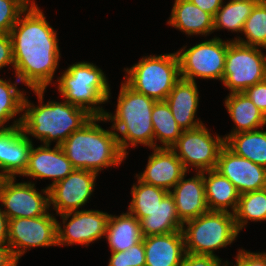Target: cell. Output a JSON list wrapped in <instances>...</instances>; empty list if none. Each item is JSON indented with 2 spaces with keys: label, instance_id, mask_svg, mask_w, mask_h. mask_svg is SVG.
<instances>
[{
  "label": "cell",
  "instance_id": "cell-1",
  "mask_svg": "<svg viewBox=\"0 0 266 266\" xmlns=\"http://www.w3.org/2000/svg\"><path fill=\"white\" fill-rule=\"evenodd\" d=\"M14 75L31 90L47 89L61 58L57 30L35 0L20 15L10 31Z\"/></svg>",
  "mask_w": 266,
  "mask_h": 266
},
{
  "label": "cell",
  "instance_id": "cell-2",
  "mask_svg": "<svg viewBox=\"0 0 266 266\" xmlns=\"http://www.w3.org/2000/svg\"><path fill=\"white\" fill-rule=\"evenodd\" d=\"M38 98V105L25 96L21 128L25 136L40 140L44 145L61 146L74 131L79 130L93 116L84 108L63 102L49 100L44 103L46 89L31 90ZM44 103V104H43Z\"/></svg>",
  "mask_w": 266,
  "mask_h": 266
},
{
  "label": "cell",
  "instance_id": "cell-3",
  "mask_svg": "<svg viewBox=\"0 0 266 266\" xmlns=\"http://www.w3.org/2000/svg\"><path fill=\"white\" fill-rule=\"evenodd\" d=\"M102 121L107 122L104 116H93L62 143L61 147L74 169L98 174L104 168L120 166L127 159L120 150L112 127H109L111 130L103 129L98 124Z\"/></svg>",
  "mask_w": 266,
  "mask_h": 266
},
{
  "label": "cell",
  "instance_id": "cell-4",
  "mask_svg": "<svg viewBox=\"0 0 266 266\" xmlns=\"http://www.w3.org/2000/svg\"><path fill=\"white\" fill-rule=\"evenodd\" d=\"M120 86L115 113L106 111L104 117L112 122L120 150L127 157L129 146L154 148L151 115L157 101L135 91L124 80Z\"/></svg>",
  "mask_w": 266,
  "mask_h": 266
},
{
  "label": "cell",
  "instance_id": "cell-5",
  "mask_svg": "<svg viewBox=\"0 0 266 266\" xmlns=\"http://www.w3.org/2000/svg\"><path fill=\"white\" fill-rule=\"evenodd\" d=\"M55 80L62 99L84 108L92 116L103 117L101 104L110 102L111 89L108 78L96 64L81 61L69 65ZM98 105V106H97Z\"/></svg>",
  "mask_w": 266,
  "mask_h": 266
},
{
  "label": "cell",
  "instance_id": "cell-6",
  "mask_svg": "<svg viewBox=\"0 0 266 266\" xmlns=\"http://www.w3.org/2000/svg\"><path fill=\"white\" fill-rule=\"evenodd\" d=\"M124 72L123 79L132 89L155 101H165L181 79L177 52L143 56Z\"/></svg>",
  "mask_w": 266,
  "mask_h": 266
},
{
  "label": "cell",
  "instance_id": "cell-7",
  "mask_svg": "<svg viewBox=\"0 0 266 266\" xmlns=\"http://www.w3.org/2000/svg\"><path fill=\"white\" fill-rule=\"evenodd\" d=\"M182 233L186 253L219 257L215 251L234 243L239 231L233 213L208 210L184 222Z\"/></svg>",
  "mask_w": 266,
  "mask_h": 266
},
{
  "label": "cell",
  "instance_id": "cell-8",
  "mask_svg": "<svg viewBox=\"0 0 266 266\" xmlns=\"http://www.w3.org/2000/svg\"><path fill=\"white\" fill-rule=\"evenodd\" d=\"M261 49L228 40L222 83L230 94L266 80V54Z\"/></svg>",
  "mask_w": 266,
  "mask_h": 266
},
{
  "label": "cell",
  "instance_id": "cell-9",
  "mask_svg": "<svg viewBox=\"0 0 266 266\" xmlns=\"http://www.w3.org/2000/svg\"><path fill=\"white\" fill-rule=\"evenodd\" d=\"M183 46L177 50L182 79L196 82V78L223 81L227 41L220 37L196 43L190 48Z\"/></svg>",
  "mask_w": 266,
  "mask_h": 266
},
{
  "label": "cell",
  "instance_id": "cell-10",
  "mask_svg": "<svg viewBox=\"0 0 266 266\" xmlns=\"http://www.w3.org/2000/svg\"><path fill=\"white\" fill-rule=\"evenodd\" d=\"M225 146L224 136H212L208 127L201 126L183 131L177 142L171 147L181 160L185 170L195 172L216 169L221 149Z\"/></svg>",
  "mask_w": 266,
  "mask_h": 266
},
{
  "label": "cell",
  "instance_id": "cell-11",
  "mask_svg": "<svg viewBox=\"0 0 266 266\" xmlns=\"http://www.w3.org/2000/svg\"><path fill=\"white\" fill-rule=\"evenodd\" d=\"M16 180L0 178V207L8 219L33 218L47 214L50 210L49 189L45 187L38 191L34 182L16 183Z\"/></svg>",
  "mask_w": 266,
  "mask_h": 266
},
{
  "label": "cell",
  "instance_id": "cell-12",
  "mask_svg": "<svg viewBox=\"0 0 266 266\" xmlns=\"http://www.w3.org/2000/svg\"><path fill=\"white\" fill-rule=\"evenodd\" d=\"M47 213L33 218L9 219L8 245L19 262L20 258L35 247L57 246V219Z\"/></svg>",
  "mask_w": 266,
  "mask_h": 266
},
{
  "label": "cell",
  "instance_id": "cell-13",
  "mask_svg": "<svg viewBox=\"0 0 266 266\" xmlns=\"http://www.w3.org/2000/svg\"><path fill=\"white\" fill-rule=\"evenodd\" d=\"M59 216L63 223H57V246L79 244L88 247L89 244L105 237L110 214L83 208Z\"/></svg>",
  "mask_w": 266,
  "mask_h": 266
},
{
  "label": "cell",
  "instance_id": "cell-14",
  "mask_svg": "<svg viewBox=\"0 0 266 266\" xmlns=\"http://www.w3.org/2000/svg\"><path fill=\"white\" fill-rule=\"evenodd\" d=\"M98 174L90 170L74 169L61 181L49 188L50 206L56 215L77 211L93 195Z\"/></svg>",
  "mask_w": 266,
  "mask_h": 266
},
{
  "label": "cell",
  "instance_id": "cell-15",
  "mask_svg": "<svg viewBox=\"0 0 266 266\" xmlns=\"http://www.w3.org/2000/svg\"><path fill=\"white\" fill-rule=\"evenodd\" d=\"M215 170L229 179L239 194L266 188V167L237 156L226 146L219 153Z\"/></svg>",
  "mask_w": 266,
  "mask_h": 266
},
{
  "label": "cell",
  "instance_id": "cell-16",
  "mask_svg": "<svg viewBox=\"0 0 266 266\" xmlns=\"http://www.w3.org/2000/svg\"><path fill=\"white\" fill-rule=\"evenodd\" d=\"M32 141L25 136L21 125L0 128V178H16L24 173Z\"/></svg>",
  "mask_w": 266,
  "mask_h": 266
},
{
  "label": "cell",
  "instance_id": "cell-17",
  "mask_svg": "<svg viewBox=\"0 0 266 266\" xmlns=\"http://www.w3.org/2000/svg\"><path fill=\"white\" fill-rule=\"evenodd\" d=\"M74 170L61 146L51 148V145L32 146L28 165L21 176L34 179H52L49 189L55 183L64 179Z\"/></svg>",
  "mask_w": 266,
  "mask_h": 266
},
{
  "label": "cell",
  "instance_id": "cell-18",
  "mask_svg": "<svg viewBox=\"0 0 266 266\" xmlns=\"http://www.w3.org/2000/svg\"><path fill=\"white\" fill-rule=\"evenodd\" d=\"M152 150L145 170L135 175L147 184L170 192L188 172L171 148H152Z\"/></svg>",
  "mask_w": 266,
  "mask_h": 266
},
{
  "label": "cell",
  "instance_id": "cell-19",
  "mask_svg": "<svg viewBox=\"0 0 266 266\" xmlns=\"http://www.w3.org/2000/svg\"><path fill=\"white\" fill-rule=\"evenodd\" d=\"M199 90L197 83L180 79L170 91L165 102L168 104L178 126L183 130L197 128L204 124L196 118L199 107Z\"/></svg>",
  "mask_w": 266,
  "mask_h": 266
},
{
  "label": "cell",
  "instance_id": "cell-20",
  "mask_svg": "<svg viewBox=\"0 0 266 266\" xmlns=\"http://www.w3.org/2000/svg\"><path fill=\"white\" fill-rule=\"evenodd\" d=\"M186 176L187 173L170 191L177 214L183 223L197 218L209 210L205 197L203 172H196L188 179H185Z\"/></svg>",
  "mask_w": 266,
  "mask_h": 266
},
{
  "label": "cell",
  "instance_id": "cell-21",
  "mask_svg": "<svg viewBox=\"0 0 266 266\" xmlns=\"http://www.w3.org/2000/svg\"><path fill=\"white\" fill-rule=\"evenodd\" d=\"M145 266H181L185 251L182 231L143 238Z\"/></svg>",
  "mask_w": 266,
  "mask_h": 266
},
{
  "label": "cell",
  "instance_id": "cell-22",
  "mask_svg": "<svg viewBox=\"0 0 266 266\" xmlns=\"http://www.w3.org/2000/svg\"><path fill=\"white\" fill-rule=\"evenodd\" d=\"M213 19V15L202 11L189 0H174L167 24L188 36L207 37L213 33Z\"/></svg>",
  "mask_w": 266,
  "mask_h": 266
},
{
  "label": "cell",
  "instance_id": "cell-23",
  "mask_svg": "<svg viewBox=\"0 0 266 266\" xmlns=\"http://www.w3.org/2000/svg\"><path fill=\"white\" fill-rule=\"evenodd\" d=\"M225 108L234 123L228 135L239 132L254 131L266 125L265 114L244 93H228L224 100Z\"/></svg>",
  "mask_w": 266,
  "mask_h": 266
},
{
  "label": "cell",
  "instance_id": "cell-24",
  "mask_svg": "<svg viewBox=\"0 0 266 266\" xmlns=\"http://www.w3.org/2000/svg\"><path fill=\"white\" fill-rule=\"evenodd\" d=\"M203 179L209 211L234 213L239 202L240 194L232 182L215 169L204 171Z\"/></svg>",
  "mask_w": 266,
  "mask_h": 266
},
{
  "label": "cell",
  "instance_id": "cell-25",
  "mask_svg": "<svg viewBox=\"0 0 266 266\" xmlns=\"http://www.w3.org/2000/svg\"><path fill=\"white\" fill-rule=\"evenodd\" d=\"M111 252L125 251L143 240L140 221L128 211L121 215L110 214L105 233Z\"/></svg>",
  "mask_w": 266,
  "mask_h": 266
},
{
  "label": "cell",
  "instance_id": "cell-26",
  "mask_svg": "<svg viewBox=\"0 0 266 266\" xmlns=\"http://www.w3.org/2000/svg\"><path fill=\"white\" fill-rule=\"evenodd\" d=\"M143 237L164 235L182 231L183 222L180 220L173 196L168 192L160 204L147 216L140 220Z\"/></svg>",
  "mask_w": 266,
  "mask_h": 266
},
{
  "label": "cell",
  "instance_id": "cell-27",
  "mask_svg": "<svg viewBox=\"0 0 266 266\" xmlns=\"http://www.w3.org/2000/svg\"><path fill=\"white\" fill-rule=\"evenodd\" d=\"M262 129L228 135L225 146L237 156L266 167V131Z\"/></svg>",
  "mask_w": 266,
  "mask_h": 266
},
{
  "label": "cell",
  "instance_id": "cell-28",
  "mask_svg": "<svg viewBox=\"0 0 266 266\" xmlns=\"http://www.w3.org/2000/svg\"><path fill=\"white\" fill-rule=\"evenodd\" d=\"M151 118L154 131V148H171L183 130L175 121L168 104L165 101H157L153 106ZM158 140L162 144L161 146L157 144Z\"/></svg>",
  "mask_w": 266,
  "mask_h": 266
},
{
  "label": "cell",
  "instance_id": "cell-29",
  "mask_svg": "<svg viewBox=\"0 0 266 266\" xmlns=\"http://www.w3.org/2000/svg\"><path fill=\"white\" fill-rule=\"evenodd\" d=\"M21 81L16 77L15 82L11 80H5L0 77V127H14L21 125L23 116V103L25 100L26 92L18 89L17 84ZM25 93V94H24ZM20 117L15 119L17 114ZM15 119L10 125L8 122ZM9 125H5V124Z\"/></svg>",
  "mask_w": 266,
  "mask_h": 266
},
{
  "label": "cell",
  "instance_id": "cell-30",
  "mask_svg": "<svg viewBox=\"0 0 266 266\" xmlns=\"http://www.w3.org/2000/svg\"><path fill=\"white\" fill-rule=\"evenodd\" d=\"M233 214L239 233L248 225V221H266V188L240 194Z\"/></svg>",
  "mask_w": 266,
  "mask_h": 266
},
{
  "label": "cell",
  "instance_id": "cell-31",
  "mask_svg": "<svg viewBox=\"0 0 266 266\" xmlns=\"http://www.w3.org/2000/svg\"><path fill=\"white\" fill-rule=\"evenodd\" d=\"M137 182L131 188L132 199L128 206V212L134 215L139 221L152 212L161 200L168 193L167 190L147 184L137 176Z\"/></svg>",
  "mask_w": 266,
  "mask_h": 266
},
{
  "label": "cell",
  "instance_id": "cell-32",
  "mask_svg": "<svg viewBox=\"0 0 266 266\" xmlns=\"http://www.w3.org/2000/svg\"><path fill=\"white\" fill-rule=\"evenodd\" d=\"M259 1L223 2L214 15L213 32L227 29L232 33H241L247 17ZM226 3V4H225Z\"/></svg>",
  "mask_w": 266,
  "mask_h": 266
},
{
  "label": "cell",
  "instance_id": "cell-33",
  "mask_svg": "<svg viewBox=\"0 0 266 266\" xmlns=\"http://www.w3.org/2000/svg\"><path fill=\"white\" fill-rule=\"evenodd\" d=\"M242 33L246 39L236 36L233 41L266 49V5L262 0L254 6L247 17Z\"/></svg>",
  "mask_w": 266,
  "mask_h": 266
},
{
  "label": "cell",
  "instance_id": "cell-34",
  "mask_svg": "<svg viewBox=\"0 0 266 266\" xmlns=\"http://www.w3.org/2000/svg\"><path fill=\"white\" fill-rule=\"evenodd\" d=\"M34 0H0V35L9 34Z\"/></svg>",
  "mask_w": 266,
  "mask_h": 266
},
{
  "label": "cell",
  "instance_id": "cell-35",
  "mask_svg": "<svg viewBox=\"0 0 266 266\" xmlns=\"http://www.w3.org/2000/svg\"><path fill=\"white\" fill-rule=\"evenodd\" d=\"M144 241L129 247L125 251L111 252L108 266H145Z\"/></svg>",
  "mask_w": 266,
  "mask_h": 266
},
{
  "label": "cell",
  "instance_id": "cell-36",
  "mask_svg": "<svg viewBox=\"0 0 266 266\" xmlns=\"http://www.w3.org/2000/svg\"><path fill=\"white\" fill-rule=\"evenodd\" d=\"M231 266H266V252H251L238 249V253L235 256V264L231 262ZM228 260L226 266L230 265Z\"/></svg>",
  "mask_w": 266,
  "mask_h": 266
},
{
  "label": "cell",
  "instance_id": "cell-37",
  "mask_svg": "<svg viewBox=\"0 0 266 266\" xmlns=\"http://www.w3.org/2000/svg\"><path fill=\"white\" fill-rule=\"evenodd\" d=\"M181 266H226L220 257L185 253Z\"/></svg>",
  "mask_w": 266,
  "mask_h": 266
},
{
  "label": "cell",
  "instance_id": "cell-38",
  "mask_svg": "<svg viewBox=\"0 0 266 266\" xmlns=\"http://www.w3.org/2000/svg\"><path fill=\"white\" fill-rule=\"evenodd\" d=\"M244 93L266 116V80L247 88Z\"/></svg>",
  "mask_w": 266,
  "mask_h": 266
},
{
  "label": "cell",
  "instance_id": "cell-39",
  "mask_svg": "<svg viewBox=\"0 0 266 266\" xmlns=\"http://www.w3.org/2000/svg\"><path fill=\"white\" fill-rule=\"evenodd\" d=\"M14 69L12 40L10 34L0 35V70L9 66Z\"/></svg>",
  "mask_w": 266,
  "mask_h": 266
},
{
  "label": "cell",
  "instance_id": "cell-40",
  "mask_svg": "<svg viewBox=\"0 0 266 266\" xmlns=\"http://www.w3.org/2000/svg\"><path fill=\"white\" fill-rule=\"evenodd\" d=\"M202 11L215 15L223 4V0H189Z\"/></svg>",
  "mask_w": 266,
  "mask_h": 266
},
{
  "label": "cell",
  "instance_id": "cell-41",
  "mask_svg": "<svg viewBox=\"0 0 266 266\" xmlns=\"http://www.w3.org/2000/svg\"><path fill=\"white\" fill-rule=\"evenodd\" d=\"M0 266H18L9 245H0Z\"/></svg>",
  "mask_w": 266,
  "mask_h": 266
},
{
  "label": "cell",
  "instance_id": "cell-42",
  "mask_svg": "<svg viewBox=\"0 0 266 266\" xmlns=\"http://www.w3.org/2000/svg\"><path fill=\"white\" fill-rule=\"evenodd\" d=\"M9 219L0 207V245H8Z\"/></svg>",
  "mask_w": 266,
  "mask_h": 266
},
{
  "label": "cell",
  "instance_id": "cell-43",
  "mask_svg": "<svg viewBox=\"0 0 266 266\" xmlns=\"http://www.w3.org/2000/svg\"><path fill=\"white\" fill-rule=\"evenodd\" d=\"M231 2L260 1V0H229Z\"/></svg>",
  "mask_w": 266,
  "mask_h": 266
}]
</instances>
